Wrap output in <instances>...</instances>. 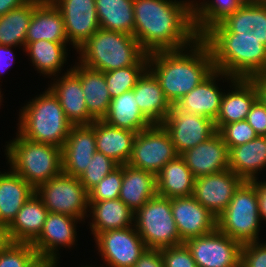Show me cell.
Listing matches in <instances>:
<instances>
[{
    "label": "cell",
    "mask_w": 266,
    "mask_h": 267,
    "mask_svg": "<svg viewBox=\"0 0 266 267\" xmlns=\"http://www.w3.org/2000/svg\"><path fill=\"white\" fill-rule=\"evenodd\" d=\"M171 209L181 241L203 236L217 228V218L193 196L171 198Z\"/></svg>",
    "instance_id": "obj_18"
},
{
    "label": "cell",
    "mask_w": 266,
    "mask_h": 267,
    "mask_svg": "<svg viewBox=\"0 0 266 267\" xmlns=\"http://www.w3.org/2000/svg\"><path fill=\"white\" fill-rule=\"evenodd\" d=\"M78 62L108 72L132 65H148V54L133 35L99 28L77 51Z\"/></svg>",
    "instance_id": "obj_3"
},
{
    "label": "cell",
    "mask_w": 266,
    "mask_h": 267,
    "mask_svg": "<svg viewBox=\"0 0 266 267\" xmlns=\"http://www.w3.org/2000/svg\"><path fill=\"white\" fill-rule=\"evenodd\" d=\"M133 92L139 110L152 124H161L166 119L172 105L149 69L138 79Z\"/></svg>",
    "instance_id": "obj_25"
},
{
    "label": "cell",
    "mask_w": 266,
    "mask_h": 267,
    "mask_svg": "<svg viewBox=\"0 0 266 267\" xmlns=\"http://www.w3.org/2000/svg\"><path fill=\"white\" fill-rule=\"evenodd\" d=\"M221 77V78H220ZM224 78V79H223ZM226 82L234 81L236 78L221 71L215 70L202 83L197 85L191 92L178 100L175 106L182 111L195 113L207 117L214 122L220 110L221 100L224 92L216 84L217 80Z\"/></svg>",
    "instance_id": "obj_20"
},
{
    "label": "cell",
    "mask_w": 266,
    "mask_h": 267,
    "mask_svg": "<svg viewBox=\"0 0 266 267\" xmlns=\"http://www.w3.org/2000/svg\"><path fill=\"white\" fill-rule=\"evenodd\" d=\"M216 218L217 229L242 245L260 241L262 222L255 186L250 181H243L228 207Z\"/></svg>",
    "instance_id": "obj_7"
},
{
    "label": "cell",
    "mask_w": 266,
    "mask_h": 267,
    "mask_svg": "<svg viewBox=\"0 0 266 267\" xmlns=\"http://www.w3.org/2000/svg\"><path fill=\"white\" fill-rule=\"evenodd\" d=\"M15 46L0 45V76L13 64L15 55L12 48Z\"/></svg>",
    "instance_id": "obj_49"
},
{
    "label": "cell",
    "mask_w": 266,
    "mask_h": 267,
    "mask_svg": "<svg viewBox=\"0 0 266 267\" xmlns=\"http://www.w3.org/2000/svg\"><path fill=\"white\" fill-rule=\"evenodd\" d=\"M35 193L42 199L48 212L66 214L79 220L88 217V191L74 176L62 172L41 184Z\"/></svg>",
    "instance_id": "obj_9"
},
{
    "label": "cell",
    "mask_w": 266,
    "mask_h": 267,
    "mask_svg": "<svg viewBox=\"0 0 266 267\" xmlns=\"http://www.w3.org/2000/svg\"><path fill=\"white\" fill-rule=\"evenodd\" d=\"M201 38L258 39L266 46V4L247 0Z\"/></svg>",
    "instance_id": "obj_11"
},
{
    "label": "cell",
    "mask_w": 266,
    "mask_h": 267,
    "mask_svg": "<svg viewBox=\"0 0 266 267\" xmlns=\"http://www.w3.org/2000/svg\"><path fill=\"white\" fill-rule=\"evenodd\" d=\"M161 124L169 132L178 155L203 143L217 132L213 120L179 110L175 105H172Z\"/></svg>",
    "instance_id": "obj_15"
},
{
    "label": "cell",
    "mask_w": 266,
    "mask_h": 267,
    "mask_svg": "<svg viewBox=\"0 0 266 267\" xmlns=\"http://www.w3.org/2000/svg\"><path fill=\"white\" fill-rule=\"evenodd\" d=\"M41 263L31 243L12 242L0 253V267H38Z\"/></svg>",
    "instance_id": "obj_40"
},
{
    "label": "cell",
    "mask_w": 266,
    "mask_h": 267,
    "mask_svg": "<svg viewBox=\"0 0 266 267\" xmlns=\"http://www.w3.org/2000/svg\"><path fill=\"white\" fill-rule=\"evenodd\" d=\"M157 194L169 199L193 195L195 177L178 155L166 163L156 175Z\"/></svg>",
    "instance_id": "obj_33"
},
{
    "label": "cell",
    "mask_w": 266,
    "mask_h": 267,
    "mask_svg": "<svg viewBox=\"0 0 266 267\" xmlns=\"http://www.w3.org/2000/svg\"><path fill=\"white\" fill-rule=\"evenodd\" d=\"M17 132L31 141L62 148L73 124L48 88L20 109Z\"/></svg>",
    "instance_id": "obj_4"
},
{
    "label": "cell",
    "mask_w": 266,
    "mask_h": 267,
    "mask_svg": "<svg viewBox=\"0 0 266 267\" xmlns=\"http://www.w3.org/2000/svg\"><path fill=\"white\" fill-rule=\"evenodd\" d=\"M123 179V165H119L88 191V201L118 199Z\"/></svg>",
    "instance_id": "obj_42"
},
{
    "label": "cell",
    "mask_w": 266,
    "mask_h": 267,
    "mask_svg": "<svg viewBox=\"0 0 266 267\" xmlns=\"http://www.w3.org/2000/svg\"><path fill=\"white\" fill-rule=\"evenodd\" d=\"M12 242L13 241L9 234L8 225L0 222V253L5 250Z\"/></svg>",
    "instance_id": "obj_52"
},
{
    "label": "cell",
    "mask_w": 266,
    "mask_h": 267,
    "mask_svg": "<svg viewBox=\"0 0 266 267\" xmlns=\"http://www.w3.org/2000/svg\"><path fill=\"white\" fill-rule=\"evenodd\" d=\"M38 267H51V264L42 262Z\"/></svg>",
    "instance_id": "obj_54"
},
{
    "label": "cell",
    "mask_w": 266,
    "mask_h": 267,
    "mask_svg": "<svg viewBox=\"0 0 266 267\" xmlns=\"http://www.w3.org/2000/svg\"><path fill=\"white\" fill-rule=\"evenodd\" d=\"M37 2L29 0L24 5L0 16V45L25 48L27 30Z\"/></svg>",
    "instance_id": "obj_37"
},
{
    "label": "cell",
    "mask_w": 266,
    "mask_h": 267,
    "mask_svg": "<svg viewBox=\"0 0 266 267\" xmlns=\"http://www.w3.org/2000/svg\"><path fill=\"white\" fill-rule=\"evenodd\" d=\"M6 143L9 167L35 190L62 173V148L31 141L18 132L16 138Z\"/></svg>",
    "instance_id": "obj_5"
},
{
    "label": "cell",
    "mask_w": 266,
    "mask_h": 267,
    "mask_svg": "<svg viewBox=\"0 0 266 267\" xmlns=\"http://www.w3.org/2000/svg\"><path fill=\"white\" fill-rule=\"evenodd\" d=\"M218 132L227 144L228 150L250 142L258 136L246 120L226 124Z\"/></svg>",
    "instance_id": "obj_43"
},
{
    "label": "cell",
    "mask_w": 266,
    "mask_h": 267,
    "mask_svg": "<svg viewBox=\"0 0 266 267\" xmlns=\"http://www.w3.org/2000/svg\"><path fill=\"white\" fill-rule=\"evenodd\" d=\"M252 2H258V3H265L266 4V0H250Z\"/></svg>",
    "instance_id": "obj_55"
},
{
    "label": "cell",
    "mask_w": 266,
    "mask_h": 267,
    "mask_svg": "<svg viewBox=\"0 0 266 267\" xmlns=\"http://www.w3.org/2000/svg\"><path fill=\"white\" fill-rule=\"evenodd\" d=\"M94 240L106 267H133L147 249L134 226L99 233Z\"/></svg>",
    "instance_id": "obj_14"
},
{
    "label": "cell",
    "mask_w": 266,
    "mask_h": 267,
    "mask_svg": "<svg viewBox=\"0 0 266 267\" xmlns=\"http://www.w3.org/2000/svg\"><path fill=\"white\" fill-rule=\"evenodd\" d=\"M161 254L165 267H198L184 243L162 248Z\"/></svg>",
    "instance_id": "obj_44"
},
{
    "label": "cell",
    "mask_w": 266,
    "mask_h": 267,
    "mask_svg": "<svg viewBox=\"0 0 266 267\" xmlns=\"http://www.w3.org/2000/svg\"><path fill=\"white\" fill-rule=\"evenodd\" d=\"M202 39L210 48L215 70L243 79L266 73V46L258 39Z\"/></svg>",
    "instance_id": "obj_6"
},
{
    "label": "cell",
    "mask_w": 266,
    "mask_h": 267,
    "mask_svg": "<svg viewBox=\"0 0 266 267\" xmlns=\"http://www.w3.org/2000/svg\"><path fill=\"white\" fill-rule=\"evenodd\" d=\"M191 0H134V34L143 50H180L200 38L193 24Z\"/></svg>",
    "instance_id": "obj_1"
},
{
    "label": "cell",
    "mask_w": 266,
    "mask_h": 267,
    "mask_svg": "<svg viewBox=\"0 0 266 267\" xmlns=\"http://www.w3.org/2000/svg\"><path fill=\"white\" fill-rule=\"evenodd\" d=\"M35 189L12 169L0 171V222L10 225Z\"/></svg>",
    "instance_id": "obj_30"
},
{
    "label": "cell",
    "mask_w": 266,
    "mask_h": 267,
    "mask_svg": "<svg viewBox=\"0 0 266 267\" xmlns=\"http://www.w3.org/2000/svg\"><path fill=\"white\" fill-rule=\"evenodd\" d=\"M246 121L261 136H266V105L258 98L247 114Z\"/></svg>",
    "instance_id": "obj_46"
},
{
    "label": "cell",
    "mask_w": 266,
    "mask_h": 267,
    "mask_svg": "<svg viewBox=\"0 0 266 267\" xmlns=\"http://www.w3.org/2000/svg\"><path fill=\"white\" fill-rule=\"evenodd\" d=\"M157 195L156 175L145 170L123 165V179L119 199L133 212Z\"/></svg>",
    "instance_id": "obj_32"
},
{
    "label": "cell",
    "mask_w": 266,
    "mask_h": 267,
    "mask_svg": "<svg viewBox=\"0 0 266 267\" xmlns=\"http://www.w3.org/2000/svg\"><path fill=\"white\" fill-rule=\"evenodd\" d=\"M90 126L95 130L96 150L118 165L127 164L132 155L136 132L117 128L104 120H95Z\"/></svg>",
    "instance_id": "obj_24"
},
{
    "label": "cell",
    "mask_w": 266,
    "mask_h": 267,
    "mask_svg": "<svg viewBox=\"0 0 266 267\" xmlns=\"http://www.w3.org/2000/svg\"><path fill=\"white\" fill-rule=\"evenodd\" d=\"M229 150L217 131L203 143L188 149L180 156L195 178L229 169Z\"/></svg>",
    "instance_id": "obj_19"
},
{
    "label": "cell",
    "mask_w": 266,
    "mask_h": 267,
    "mask_svg": "<svg viewBox=\"0 0 266 267\" xmlns=\"http://www.w3.org/2000/svg\"><path fill=\"white\" fill-rule=\"evenodd\" d=\"M148 69L158 79L166 99L175 105L208 78L215 66L209 46L200 37L180 50L148 54Z\"/></svg>",
    "instance_id": "obj_2"
},
{
    "label": "cell",
    "mask_w": 266,
    "mask_h": 267,
    "mask_svg": "<svg viewBox=\"0 0 266 267\" xmlns=\"http://www.w3.org/2000/svg\"><path fill=\"white\" fill-rule=\"evenodd\" d=\"M184 244L198 267H240L242 244L217 228Z\"/></svg>",
    "instance_id": "obj_12"
},
{
    "label": "cell",
    "mask_w": 266,
    "mask_h": 267,
    "mask_svg": "<svg viewBox=\"0 0 266 267\" xmlns=\"http://www.w3.org/2000/svg\"><path fill=\"white\" fill-rule=\"evenodd\" d=\"M256 86L258 98L266 105V73L250 78Z\"/></svg>",
    "instance_id": "obj_50"
},
{
    "label": "cell",
    "mask_w": 266,
    "mask_h": 267,
    "mask_svg": "<svg viewBox=\"0 0 266 267\" xmlns=\"http://www.w3.org/2000/svg\"><path fill=\"white\" fill-rule=\"evenodd\" d=\"M230 89L224 92L220 110L215 121L216 130L224 125L246 120L252 105L258 99V92L251 79L236 78L230 81Z\"/></svg>",
    "instance_id": "obj_23"
},
{
    "label": "cell",
    "mask_w": 266,
    "mask_h": 267,
    "mask_svg": "<svg viewBox=\"0 0 266 267\" xmlns=\"http://www.w3.org/2000/svg\"><path fill=\"white\" fill-rule=\"evenodd\" d=\"M67 44L69 43L40 40L28 43L23 51L27 53L37 72L41 73L40 76L56 77V74H61L62 67L67 62Z\"/></svg>",
    "instance_id": "obj_34"
},
{
    "label": "cell",
    "mask_w": 266,
    "mask_h": 267,
    "mask_svg": "<svg viewBox=\"0 0 266 267\" xmlns=\"http://www.w3.org/2000/svg\"><path fill=\"white\" fill-rule=\"evenodd\" d=\"M134 0H95L100 28L134 34Z\"/></svg>",
    "instance_id": "obj_36"
},
{
    "label": "cell",
    "mask_w": 266,
    "mask_h": 267,
    "mask_svg": "<svg viewBox=\"0 0 266 267\" xmlns=\"http://www.w3.org/2000/svg\"><path fill=\"white\" fill-rule=\"evenodd\" d=\"M134 228L147 248L162 249L183 244L173 219L171 199L158 194L134 212Z\"/></svg>",
    "instance_id": "obj_8"
},
{
    "label": "cell",
    "mask_w": 266,
    "mask_h": 267,
    "mask_svg": "<svg viewBox=\"0 0 266 267\" xmlns=\"http://www.w3.org/2000/svg\"><path fill=\"white\" fill-rule=\"evenodd\" d=\"M250 182L255 186L261 222L262 220L266 221V181L262 182L258 177L250 180Z\"/></svg>",
    "instance_id": "obj_48"
},
{
    "label": "cell",
    "mask_w": 266,
    "mask_h": 267,
    "mask_svg": "<svg viewBox=\"0 0 266 267\" xmlns=\"http://www.w3.org/2000/svg\"><path fill=\"white\" fill-rule=\"evenodd\" d=\"M69 45L77 51L100 28L95 0H58Z\"/></svg>",
    "instance_id": "obj_16"
},
{
    "label": "cell",
    "mask_w": 266,
    "mask_h": 267,
    "mask_svg": "<svg viewBox=\"0 0 266 267\" xmlns=\"http://www.w3.org/2000/svg\"><path fill=\"white\" fill-rule=\"evenodd\" d=\"M40 40L69 43L62 14L54 4H38L34 8L27 30L25 46Z\"/></svg>",
    "instance_id": "obj_29"
},
{
    "label": "cell",
    "mask_w": 266,
    "mask_h": 267,
    "mask_svg": "<svg viewBox=\"0 0 266 267\" xmlns=\"http://www.w3.org/2000/svg\"><path fill=\"white\" fill-rule=\"evenodd\" d=\"M133 267H165L161 249L147 248Z\"/></svg>",
    "instance_id": "obj_47"
},
{
    "label": "cell",
    "mask_w": 266,
    "mask_h": 267,
    "mask_svg": "<svg viewBox=\"0 0 266 267\" xmlns=\"http://www.w3.org/2000/svg\"><path fill=\"white\" fill-rule=\"evenodd\" d=\"M228 156L229 169L243 181L258 178V173L266 170V136L258 135L250 142L230 148Z\"/></svg>",
    "instance_id": "obj_28"
},
{
    "label": "cell",
    "mask_w": 266,
    "mask_h": 267,
    "mask_svg": "<svg viewBox=\"0 0 266 267\" xmlns=\"http://www.w3.org/2000/svg\"><path fill=\"white\" fill-rule=\"evenodd\" d=\"M118 166L108 156L96 151L90 160L89 166L78 179L84 188L89 191Z\"/></svg>",
    "instance_id": "obj_41"
},
{
    "label": "cell",
    "mask_w": 266,
    "mask_h": 267,
    "mask_svg": "<svg viewBox=\"0 0 266 267\" xmlns=\"http://www.w3.org/2000/svg\"><path fill=\"white\" fill-rule=\"evenodd\" d=\"M177 156L169 132L162 124H152L136 134L127 164L157 175L166 163Z\"/></svg>",
    "instance_id": "obj_10"
},
{
    "label": "cell",
    "mask_w": 266,
    "mask_h": 267,
    "mask_svg": "<svg viewBox=\"0 0 266 267\" xmlns=\"http://www.w3.org/2000/svg\"><path fill=\"white\" fill-rule=\"evenodd\" d=\"M96 151L95 130L90 125H73L62 147V172L79 178Z\"/></svg>",
    "instance_id": "obj_21"
},
{
    "label": "cell",
    "mask_w": 266,
    "mask_h": 267,
    "mask_svg": "<svg viewBox=\"0 0 266 267\" xmlns=\"http://www.w3.org/2000/svg\"><path fill=\"white\" fill-rule=\"evenodd\" d=\"M38 4H55L58 0H32Z\"/></svg>",
    "instance_id": "obj_53"
},
{
    "label": "cell",
    "mask_w": 266,
    "mask_h": 267,
    "mask_svg": "<svg viewBox=\"0 0 266 267\" xmlns=\"http://www.w3.org/2000/svg\"><path fill=\"white\" fill-rule=\"evenodd\" d=\"M260 242L242 245L240 267H266V243Z\"/></svg>",
    "instance_id": "obj_45"
},
{
    "label": "cell",
    "mask_w": 266,
    "mask_h": 267,
    "mask_svg": "<svg viewBox=\"0 0 266 267\" xmlns=\"http://www.w3.org/2000/svg\"><path fill=\"white\" fill-rule=\"evenodd\" d=\"M85 222L66 214L48 212L40 235L31 243L40 260L59 267V249L76 245V224Z\"/></svg>",
    "instance_id": "obj_13"
},
{
    "label": "cell",
    "mask_w": 266,
    "mask_h": 267,
    "mask_svg": "<svg viewBox=\"0 0 266 267\" xmlns=\"http://www.w3.org/2000/svg\"><path fill=\"white\" fill-rule=\"evenodd\" d=\"M48 210L42 199L34 193L18 211L8 226L13 242L32 243L41 233Z\"/></svg>",
    "instance_id": "obj_31"
},
{
    "label": "cell",
    "mask_w": 266,
    "mask_h": 267,
    "mask_svg": "<svg viewBox=\"0 0 266 267\" xmlns=\"http://www.w3.org/2000/svg\"><path fill=\"white\" fill-rule=\"evenodd\" d=\"M193 0V24L199 37H202L214 25L233 14L247 0ZM199 2V3H197ZM196 3V4H195Z\"/></svg>",
    "instance_id": "obj_38"
},
{
    "label": "cell",
    "mask_w": 266,
    "mask_h": 267,
    "mask_svg": "<svg viewBox=\"0 0 266 267\" xmlns=\"http://www.w3.org/2000/svg\"><path fill=\"white\" fill-rule=\"evenodd\" d=\"M243 180L230 169L195 178L193 197L218 217L229 205Z\"/></svg>",
    "instance_id": "obj_17"
},
{
    "label": "cell",
    "mask_w": 266,
    "mask_h": 267,
    "mask_svg": "<svg viewBox=\"0 0 266 267\" xmlns=\"http://www.w3.org/2000/svg\"><path fill=\"white\" fill-rule=\"evenodd\" d=\"M81 267H92V266H89V265L87 266V265H86V266H81ZM101 267H104V266H101Z\"/></svg>",
    "instance_id": "obj_57"
},
{
    "label": "cell",
    "mask_w": 266,
    "mask_h": 267,
    "mask_svg": "<svg viewBox=\"0 0 266 267\" xmlns=\"http://www.w3.org/2000/svg\"><path fill=\"white\" fill-rule=\"evenodd\" d=\"M148 65H132L104 72L107 89L111 98L133 90Z\"/></svg>",
    "instance_id": "obj_39"
},
{
    "label": "cell",
    "mask_w": 266,
    "mask_h": 267,
    "mask_svg": "<svg viewBox=\"0 0 266 267\" xmlns=\"http://www.w3.org/2000/svg\"><path fill=\"white\" fill-rule=\"evenodd\" d=\"M29 0H0V16L5 15L10 10L20 7Z\"/></svg>",
    "instance_id": "obj_51"
},
{
    "label": "cell",
    "mask_w": 266,
    "mask_h": 267,
    "mask_svg": "<svg viewBox=\"0 0 266 267\" xmlns=\"http://www.w3.org/2000/svg\"><path fill=\"white\" fill-rule=\"evenodd\" d=\"M90 230L95 238L99 233L134 226V212L119 198L105 201H88Z\"/></svg>",
    "instance_id": "obj_27"
},
{
    "label": "cell",
    "mask_w": 266,
    "mask_h": 267,
    "mask_svg": "<svg viewBox=\"0 0 266 267\" xmlns=\"http://www.w3.org/2000/svg\"><path fill=\"white\" fill-rule=\"evenodd\" d=\"M0 90H1V89H0ZM2 95H3V94H1V91H0V103L3 102V101H2V100H3ZM0 105H1V104H0ZM0 107H1V106H0Z\"/></svg>",
    "instance_id": "obj_56"
},
{
    "label": "cell",
    "mask_w": 266,
    "mask_h": 267,
    "mask_svg": "<svg viewBox=\"0 0 266 267\" xmlns=\"http://www.w3.org/2000/svg\"><path fill=\"white\" fill-rule=\"evenodd\" d=\"M48 88L58 98L66 118L73 125H90L95 120L89 115L80 78L71 70L56 75Z\"/></svg>",
    "instance_id": "obj_22"
},
{
    "label": "cell",
    "mask_w": 266,
    "mask_h": 267,
    "mask_svg": "<svg viewBox=\"0 0 266 267\" xmlns=\"http://www.w3.org/2000/svg\"><path fill=\"white\" fill-rule=\"evenodd\" d=\"M71 70L80 78L89 115L94 120H103L111 103L104 72L90 69L75 62Z\"/></svg>",
    "instance_id": "obj_26"
},
{
    "label": "cell",
    "mask_w": 266,
    "mask_h": 267,
    "mask_svg": "<svg viewBox=\"0 0 266 267\" xmlns=\"http://www.w3.org/2000/svg\"><path fill=\"white\" fill-rule=\"evenodd\" d=\"M103 120L117 128L136 133L152 125L139 110L133 90L113 98Z\"/></svg>",
    "instance_id": "obj_35"
}]
</instances>
